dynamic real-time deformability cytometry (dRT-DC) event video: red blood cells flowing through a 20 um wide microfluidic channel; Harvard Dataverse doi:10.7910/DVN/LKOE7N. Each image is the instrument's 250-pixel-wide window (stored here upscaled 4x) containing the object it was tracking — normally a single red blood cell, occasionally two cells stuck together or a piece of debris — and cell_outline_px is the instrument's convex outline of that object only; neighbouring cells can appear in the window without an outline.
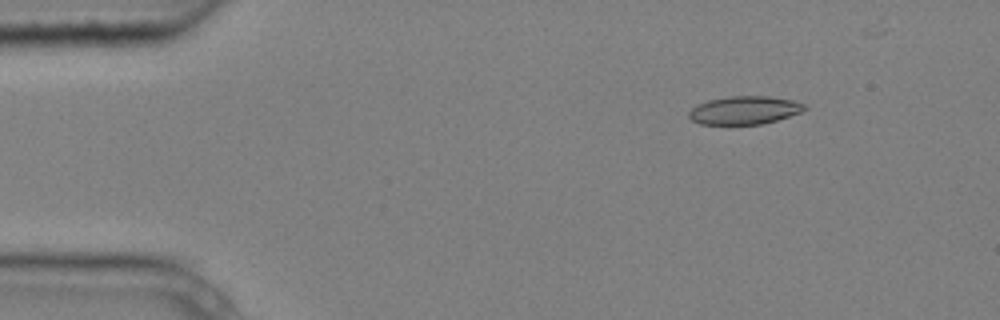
{"species": "common noctule bat (a hibernating species)", "species_latin": "Nyctalus noctula", "temperature_condition": "cold", "stored_images_in_passage": 4, "camera_frame_rate_fps": 3000, "um_per_image_px": 0.085, "animal": {"sex": "male", "body_mass_g": 20.4}, "frame": {"image": 1, "passage_image": 1, "time_ms": 0.0, "image_size_px": [1000, 320], "cell_outline_px": [[808, 108], [800, 112], [776, 120], [760, 124], [700, 124], [692, 120], [688, 116], [688, 112], [696, 104], [708, 100], [728, 96], [768, 96], [792, 100], [804, 104]], "centroid_in_image_um": [63.24, 9.36], "position_along_channel_um": 21.8, "area_um2": 18.9}}